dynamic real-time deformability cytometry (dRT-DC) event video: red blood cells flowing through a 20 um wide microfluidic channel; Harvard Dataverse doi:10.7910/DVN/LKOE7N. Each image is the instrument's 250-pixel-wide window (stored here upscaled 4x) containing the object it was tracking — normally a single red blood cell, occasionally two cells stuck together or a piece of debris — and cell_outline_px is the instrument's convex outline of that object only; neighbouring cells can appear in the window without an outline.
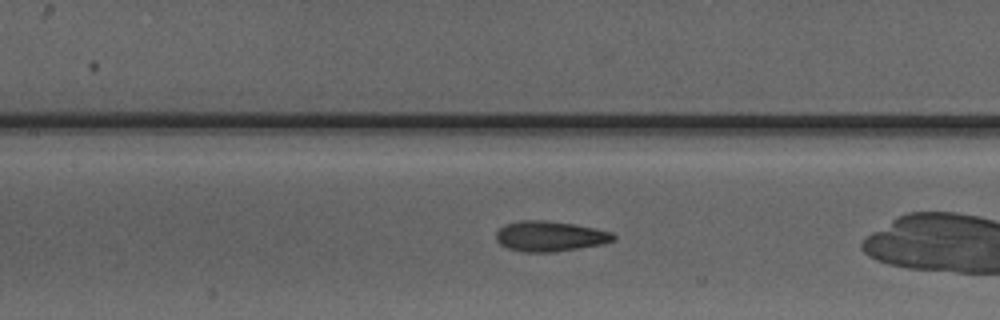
{"species": "Egyptian fruit bat (a non-hibernating species)", "species_latin": "Rousettus aegyptiacus", "temperature_condition": "warm", "stored_images_in_passage": 31, "camera_frame_rate_fps": 3000, "um_per_image_px": 0.085, "animal": {"sex": "male"}, "frame": {"image": 1, "passage_image": 5, "time_ms": 1.333, "image_size_px": [1000, 320], "cell_outline_px": [[616, 240], [604, 244], [552, 252], [524, 252], [508, 248], [500, 244], [496, 240], [496, 232], [504, 224], [520, 220], [544, 220], [576, 224], [612, 232], [616, 236]], "centroid_in_image_um": [46.75, 20.07], "position_along_channel_um": 160.6, "area_um2": 20.87}}
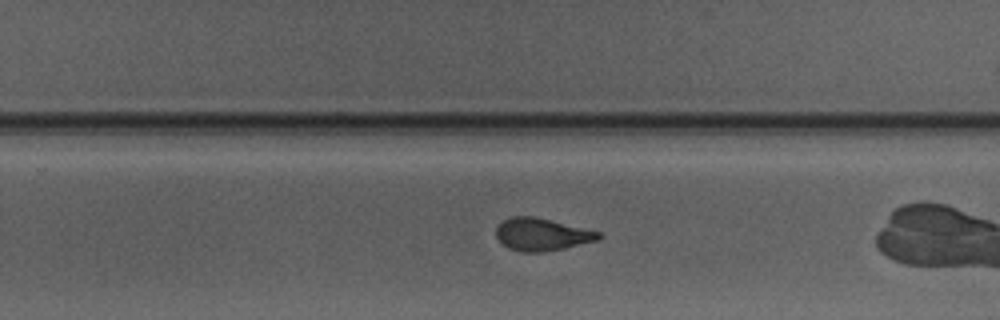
{"frame": {"image": 2, "passage_image": 14, "time_ms": 4.333, "image_size_px": [1000, 320], "cell_outline_px": [[604, 236], [600, 240], [564, 248], [544, 252], [524, 252], [508, 248], [496, 236], [496, 228], [504, 220], [512, 216], [532, 216], [600, 232]], "centroid_in_image_um": [46.08, 19.94], "position_along_channel_um": 283.7, "area_um2": 19.19}, "authors_computed_cell_mechanics": {"area_um2": 19.8832, "velocity_mm_per_s": 4.1158, "shape_relaxation_time_tau1_ms": 3.9482, "shape_relaxation_time_tau2_ms": 0.7744, "deformation_change_tau1": 0.1409, "deformation_change_tau2": 0.0583}}